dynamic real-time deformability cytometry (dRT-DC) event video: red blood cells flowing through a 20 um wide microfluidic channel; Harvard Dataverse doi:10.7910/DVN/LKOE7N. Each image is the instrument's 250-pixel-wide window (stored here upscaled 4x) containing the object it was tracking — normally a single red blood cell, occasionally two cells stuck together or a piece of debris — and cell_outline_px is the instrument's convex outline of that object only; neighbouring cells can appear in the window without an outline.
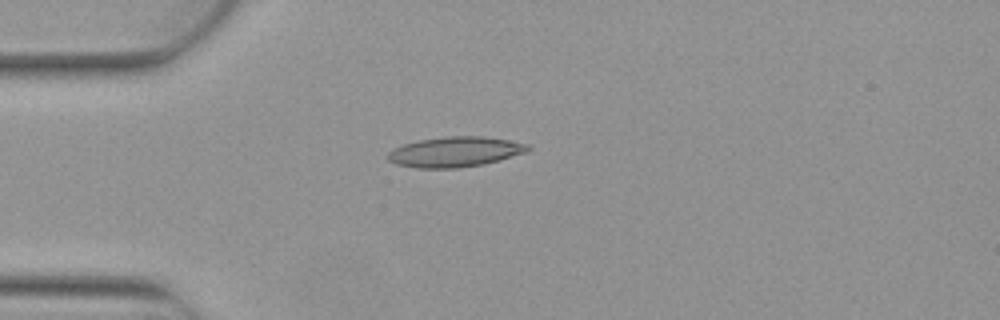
{"species": "Egyptian fruit bat (a non-hibernating species)", "species_latin": "Rousettus aegyptiacus", "temperature_condition": "warm", "stored_images_in_passage": 3, "camera_frame_rate_fps": 3000, "um_per_image_px": 0.085, "animal": {"sex": "female"}, "frame": {"image": 1, "passage_image": 3, "time_ms": 0.667, "image_size_px": [1000, 320], "cell_outline_px": [[532, 148], [524, 152], [484, 164], [456, 168], [416, 168], [396, 164], [388, 160], [388, 152], [392, 148], [404, 144], [420, 140], [444, 136], [484, 136], [508, 140], [528, 144]], "centroid_in_image_um": [38.64, 12.9], "position_along_channel_um": 46.4, "area_um2": 24.51}}